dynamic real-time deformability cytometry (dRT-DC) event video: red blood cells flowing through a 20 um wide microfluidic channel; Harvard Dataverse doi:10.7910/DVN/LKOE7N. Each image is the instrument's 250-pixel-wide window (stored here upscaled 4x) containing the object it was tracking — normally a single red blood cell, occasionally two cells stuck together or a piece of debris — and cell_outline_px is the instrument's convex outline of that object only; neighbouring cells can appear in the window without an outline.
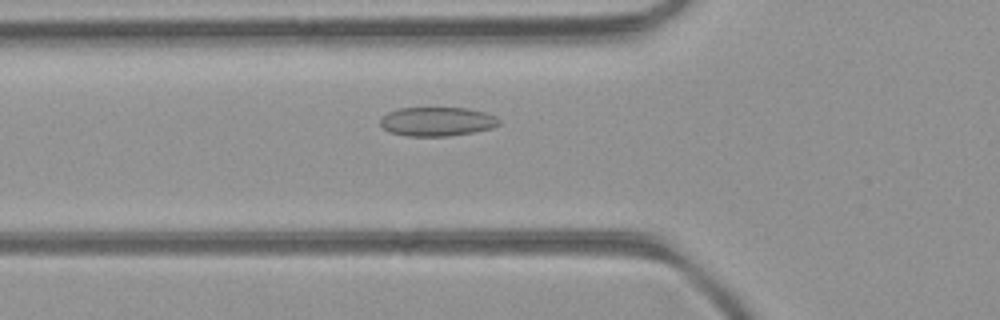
{"species": "common noctule bat (a hibernating species)", "species_latin": "Nyctalus noctula", "temperature_condition": "room temperature", "stored_images_in_passage": 38, "camera_frame_rate_fps": 3000, "um_per_image_px": 0.085, "animal": {"sex": "female", "body_mass_g": 21.9}, "frame": {"image": 1, "passage_image": 7, "time_ms": 2.0, "image_size_px": [1000, 320], "cell_outline_px": [[500, 124], [492, 128], [472, 132], [448, 136], [408, 136], [392, 132], [384, 128], [380, 124], [380, 120], [388, 112], [400, 108], [468, 108], [484, 112], [496, 116], [500, 120]], "centroid_in_image_um": [37.18, 10.33], "position_along_channel_um": 88.6, "area_um2": 19.94}}
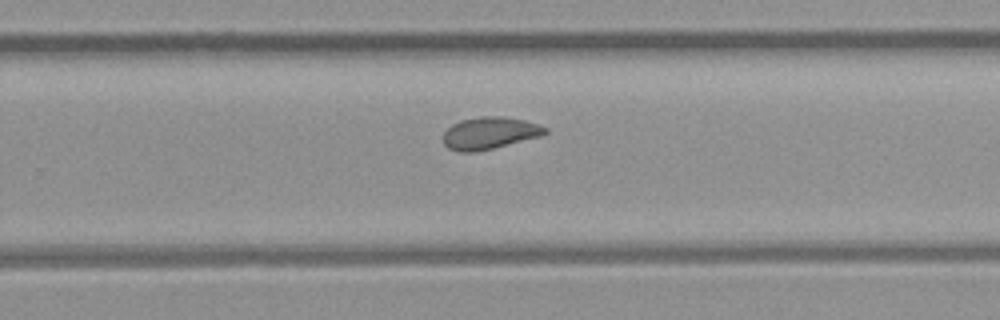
{"frame": {"image": 2, "passage_image": 21, "time_ms": 6.667, "image_size_px": [1000, 320], "cell_outline_px": [[548, 132], [540, 136], [476, 152], [456, 152], [448, 148], [444, 144], [444, 132], [452, 124], [460, 120], [480, 116], [504, 116], [524, 120], [548, 128]], "centroid_in_image_um": [41.59, 11.31], "position_along_channel_um": 288.2, "area_um2": 19.02}}
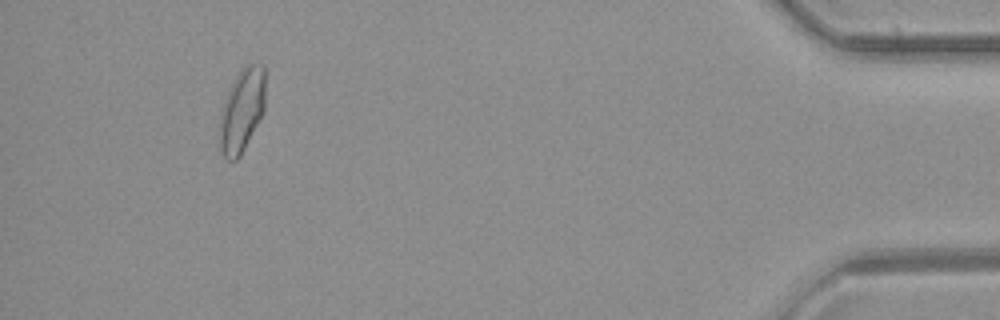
{"frame": {"image": 3, "passage_image": 35, "time_ms": 11.333, "image_size_px": [1000, 320], "cell_outline_px": [[264, 112], [240, 156], [236, 160], [228, 160], [224, 156], [220, 148], [220, 116], [228, 92], [240, 68], [248, 64], [264, 64]], "centroid_in_image_um": [20.57, 9.38], "position_along_channel_um": 414.6, "area_um2": 21.85}, "authors_computed_cell_mechanics": {"area_um2": 19.6231, "velocity_mm_per_s": 4.2678, "shape_relaxation_time_tau1_ms": null, "shape_relaxation_time_tau2_ms": 1.9795, "deformation_change_tau1": null, "deformation_change_tau2": 0.0762}}